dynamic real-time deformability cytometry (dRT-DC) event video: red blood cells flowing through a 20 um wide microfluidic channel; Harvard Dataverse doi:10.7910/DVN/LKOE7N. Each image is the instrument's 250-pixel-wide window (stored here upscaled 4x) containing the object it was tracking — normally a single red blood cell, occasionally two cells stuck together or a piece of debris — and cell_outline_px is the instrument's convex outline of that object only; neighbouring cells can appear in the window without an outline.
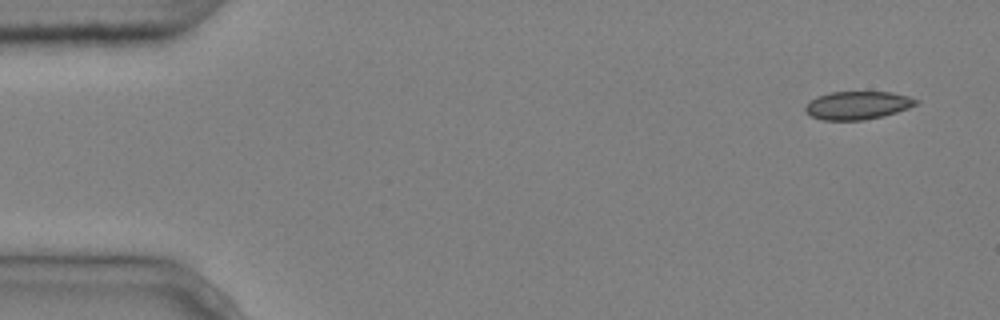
{"species": "common noctule bat (a hibernating species)", "species_latin": "Nyctalus noctula", "temperature_condition": "cold", "stored_images_in_passage": 7, "camera_frame_rate_fps": 3000, "um_per_image_px": 0.085, "animal": {"sex": "male", "body_mass_g": 20.4}, "frame": {"image": 1, "passage_image": 1, "time_ms": 0.0, "image_size_px": [1000, 320], "cell_outline_px": [[920, 100], [916, 104], [908, 108], [884, 116], [864, 120], [824, 120], [812, 116], [804, 112], [804, 108], [808, 100], [816, 96], [832, 92], [892, 92], [908, 96]], "centroid_in_image_um": [72.86, 8.95], "position_along_channel_um": 12.1, "area_um2": 18.26}}
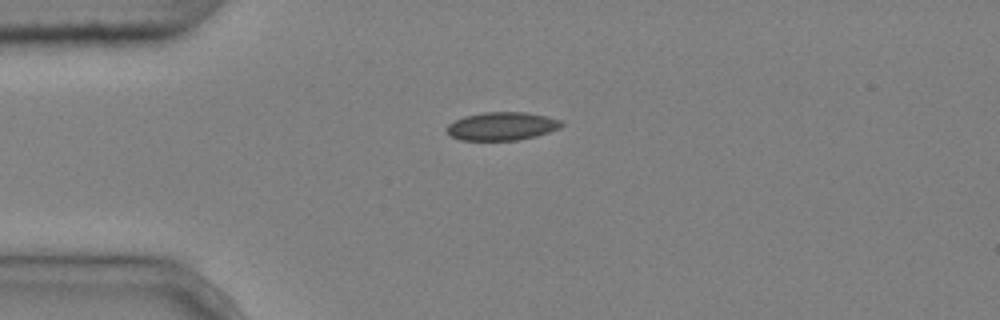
{"frame": {"image": 2, "passage_image": 3, "time_ms": 0.667, "image_size_px": [1000, 320], "cell_outline_px": [[564, 124], [560, 128], [536, 136], [516, 140], [460, 140], [452, 136], [444, 128], [448, 124], [464, 116], [484, 112], [524, 112], [548, 116], [564, 120]], "centroid_in_image_um": [42.69, 10.72], "position_along_channel_um": 42.3, "area_um2": 18.96}}
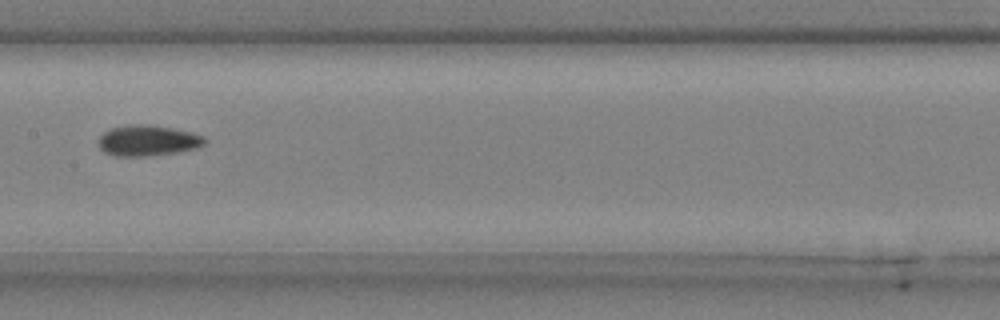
{"frame": {"image": 3, "passage_image": 7, "time_ms": 2.0, "image_size_px": [1000, 320], "cell_outline_px": [[208, 140], [204, 144], [196, 148], [176, 152], [152, 156], [112, 156], [104, 152], [96, 144], [100, 136], [104, 132], [112, 128], [128, 124], [148, 124], [172, 128], [192, 132], [204, 136]], "centroid_in_image_um": [12.54, 11.95], "position_along_channel_um": 194.9, "area_um2": 19.31}}